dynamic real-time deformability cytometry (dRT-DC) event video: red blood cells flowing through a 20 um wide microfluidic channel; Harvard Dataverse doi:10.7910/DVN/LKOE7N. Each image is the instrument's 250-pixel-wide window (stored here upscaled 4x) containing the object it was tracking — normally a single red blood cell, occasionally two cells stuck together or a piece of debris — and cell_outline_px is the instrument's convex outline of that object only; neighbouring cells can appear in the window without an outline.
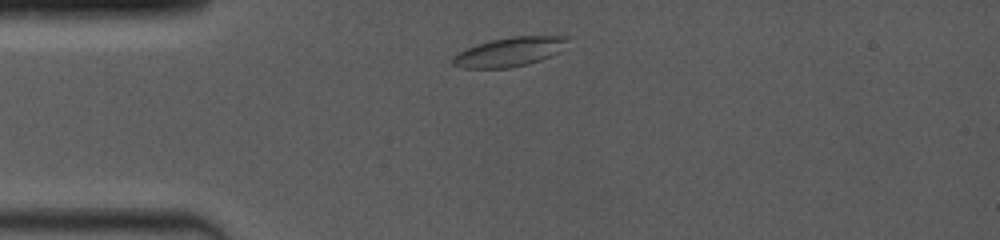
{"species": "common noctule bat (a hibernating species)", "species_latin": "Nyctalus noctula", "temperature_condition": "room temperature", "stored_images_in_passage": 2, "camera_frame_rate_fps": 4000, "um_per_image_px": 0.085, "animal": {"sex": "female", "body_mass_g": 19.0, "forearm_length_mm": 53.3}, "frame": {"image": 1, "passage_image": 1, "time_ms": 0.0, "image_size_px": [1000, 240], "cell_outline_px": [[568, 40], [560, 52], [540, 60], [528, 64], [512, 68], [460, 68], [452, 64], [452, 56], [464, 48], [488, 40], [512, 36], [568, 36]], "centroid_in_image_um": [43.26, 4.41], "position_along_channel_um": 41.7, "area_um2": 19.83}}